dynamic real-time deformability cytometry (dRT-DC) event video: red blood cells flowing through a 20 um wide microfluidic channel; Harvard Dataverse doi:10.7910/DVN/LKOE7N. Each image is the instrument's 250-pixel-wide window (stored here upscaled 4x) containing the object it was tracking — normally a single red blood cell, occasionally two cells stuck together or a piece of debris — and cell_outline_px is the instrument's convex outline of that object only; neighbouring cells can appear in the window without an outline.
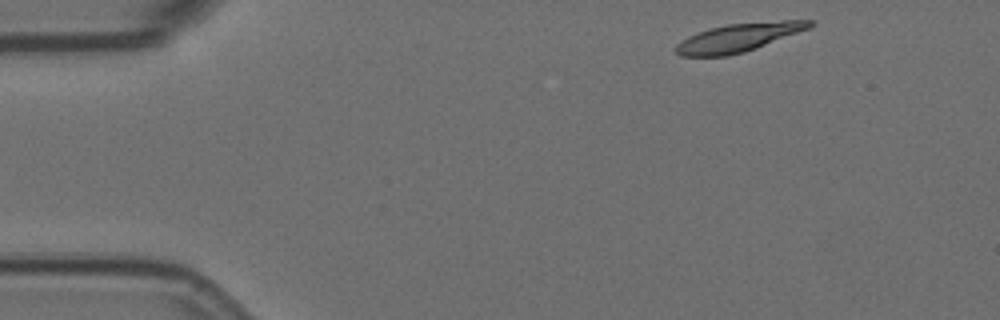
{"species": "Egyptian fruit bat (a non-hibernating species)", "species_latin": "Rousettus aegyptiacus", "temperature_condition": "room temperature", "stored_images_in_passage": 3, "camera_frame_rate_fps": 3000, "um_per_image_px": 0.085, "animal": {"sex": "female"}, "frame": {"image": 1, "passage_image": 1, "time_ms": 0.0, "image_size_px": [1000, 320], "cell_outline_px": [[816, 24], [808, 28], [756, 48], [744, 52], [728, 56], [680, 56], [676, 52], [676, 44], [680, 40], [688, 36], [708, 28], [728, 24], [784, 20], [816, 20]], "centroid_in_image_um": [62.76, 3.18], "position_along_channel_um": 22.2, "area_um2": 22.02}}